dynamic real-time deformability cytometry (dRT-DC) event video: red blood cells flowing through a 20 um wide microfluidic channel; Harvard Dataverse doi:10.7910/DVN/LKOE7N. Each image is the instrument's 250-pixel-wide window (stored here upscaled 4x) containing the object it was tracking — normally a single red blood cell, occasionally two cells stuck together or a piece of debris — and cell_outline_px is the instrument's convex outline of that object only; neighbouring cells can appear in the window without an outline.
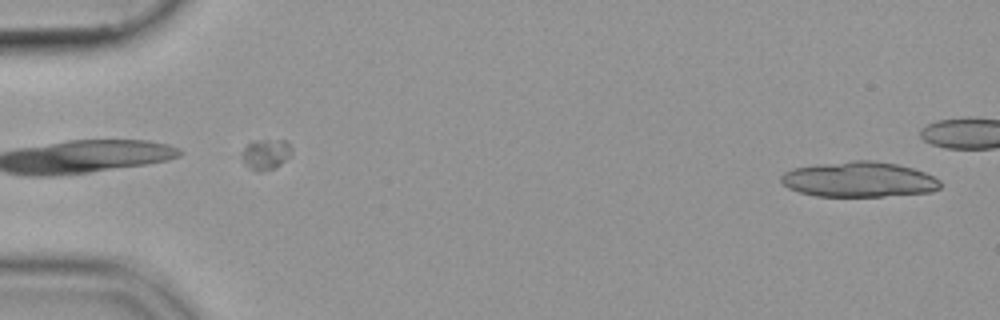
{"species": "common noctule bat (a hibernating species)", "species_latin": "Nyctalus noctula", "temperature_condition": "cold", "stored_images_in_passage": 40, "camera_frame_rate_fps": 3000, "um_per_image_px": 0.085, "animal": {"sex": "female", "body_mass_g": 19.9}, "frame": {"image": 1, "passage_image": 1, "time_ms": 0.0, "image_size_px": [1000, 320], "cell_outline_px": [[940, 188], [932, 192], [884, 196], [816, 196], [800, 192], [788, 188], [780, 180], [780, 176], [784, 172], [792, 168], [816, 164], [852, 160], [872, 160], [896, 164], [912, 168], [924, 172], [940, 180]], "centroid_in_image_um": [72.99, 15.25], "position_along_channel_um": 12.0, "area_um2": 32.83}}